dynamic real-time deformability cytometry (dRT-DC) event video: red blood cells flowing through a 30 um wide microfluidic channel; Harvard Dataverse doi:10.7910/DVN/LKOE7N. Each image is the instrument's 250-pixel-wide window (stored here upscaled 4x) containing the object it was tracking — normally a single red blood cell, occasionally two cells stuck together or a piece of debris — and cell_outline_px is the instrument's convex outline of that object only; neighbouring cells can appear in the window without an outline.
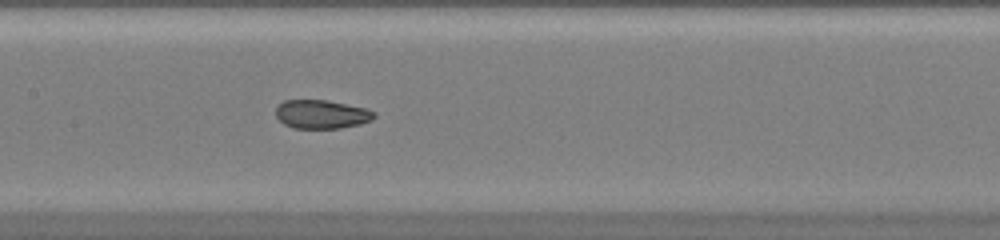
{"species": "common noctule bat (a hibernating species)", "species_latin": "Nyctalus noctula", "temperature_condition": "warm", "stored_images_in_passage": 17, "camera_frame_rate_fps": 3000, "um_per_image_px": 0.085, "animal": {"sex": "female", "body_mass_g": 20.0, "forearm_length_mm": 54.0}, "frame": {"image": 1, "passage_image": 15, "time_ms": 4.667, "image_size_px": [1000, 240], "cell_outline_px": [[376, 116], [372, 120], [360, 124], [340, 128], [292, 128], [284, 124], [276, 116], [276, 108], [284, 100], [328, 100], [368, 108], [376, 112]], "centroid_in_image_um": [27.37, 9.71], "position_along_channel_um": 180.0, "area_um2": 16.59}}